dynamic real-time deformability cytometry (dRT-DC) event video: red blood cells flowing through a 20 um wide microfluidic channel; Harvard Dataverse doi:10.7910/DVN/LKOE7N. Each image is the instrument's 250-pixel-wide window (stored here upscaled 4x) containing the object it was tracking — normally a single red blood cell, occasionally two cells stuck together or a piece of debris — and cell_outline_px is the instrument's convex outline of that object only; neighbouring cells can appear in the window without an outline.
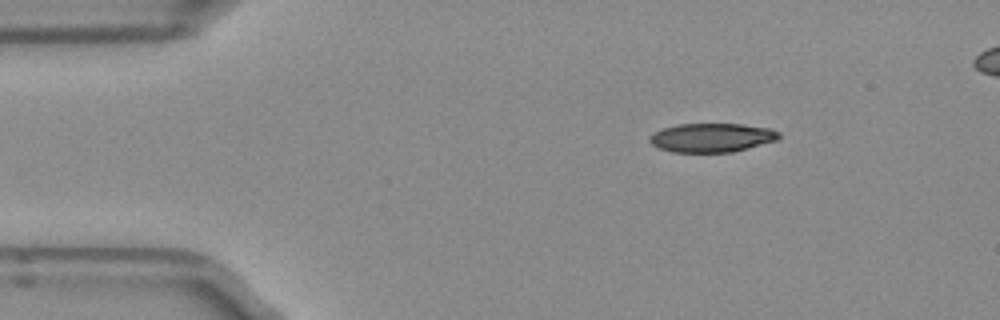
{"species": "Egyptian fruit bat (a non-hibernating species)", "species_latin": "Rousettus aegyptiacus", "temperature_condition": "room temperature", "stored_images_in_passage": 43, "camera_frame_rate_fps": 3000, "um_per_image_px": 0.085, "frame": {"image": 1, "passage_image": 1, "time_ms": 0.0, "image_size_px": [1000, 320], "cell_outline_px": [[780, 140], [732, 152], [672, 152], [660, 148], [652, 144], [648, 140], [656, 132], [664, 128], [676, 124], [740, 124], [768, 128], [780, 132]], "centroid_in_image_um": [60.55, 11.7], "position_along_channel_um": 24.5, "area_um2": 21.68}}
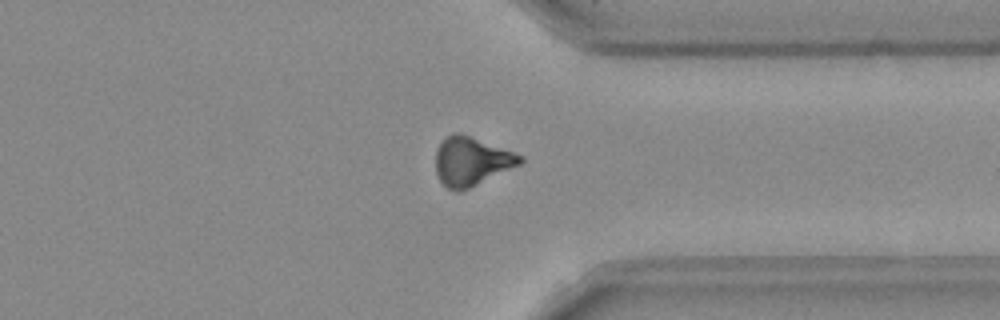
{"frame": {"image": 2, "passage_image": 32, "time_ms": 10.333, "image_size_px": [1000, 320], "cell_outline_px": [[524, 160], [520, 164], [460, 192], [456, 192], [448, 188], [440, 180], [436, 172], [436, 148], [444, 136], [452, 132], [456, 132], [468, 136], [524, 156]], "centroid_in_image_um": [40.02, 13.71], "position_along_channel_um": 371.4, "area_um2": 23.64}}
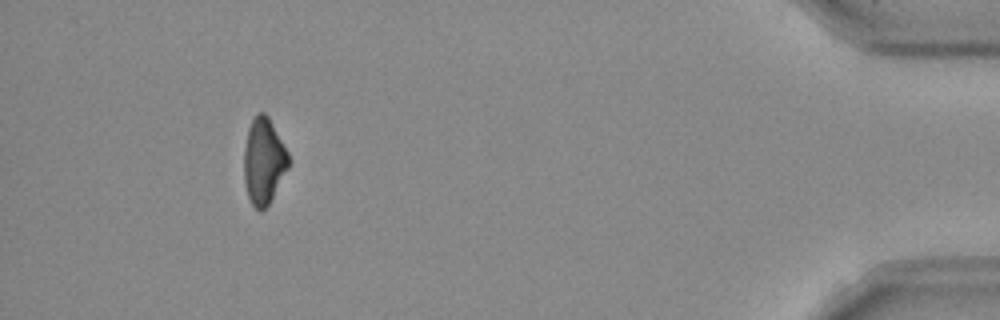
{"frame": {"image": 3, "passage_image": 40, "time_ms": 13.0, "image_size_px": [1000, 320], "cell_outline_px": [[292, 160], [288, 168], [268, 204], [260, 212], [252, 204], [248, 196], [244, 184], [244, 148], [248, 128], [252, 120], [260, 112], [264, 112], [268, 116], [288, 152]], "centroid_in_image_um": [22.42, 13.69], "position_along_channel_um": 412.8, "area_um2": 22.25}, "authors_computed_cell_mechanics": {"area_um2": 23.6402, "velocity_mm_per_s": 3.9783, "shape_relaxation_time_tau1_ms": 10.8352, "shape_relaxation_time_tau2_ms": null, "deformation_change_tau1": 0.2436, "deformation_change_tau2": null}}